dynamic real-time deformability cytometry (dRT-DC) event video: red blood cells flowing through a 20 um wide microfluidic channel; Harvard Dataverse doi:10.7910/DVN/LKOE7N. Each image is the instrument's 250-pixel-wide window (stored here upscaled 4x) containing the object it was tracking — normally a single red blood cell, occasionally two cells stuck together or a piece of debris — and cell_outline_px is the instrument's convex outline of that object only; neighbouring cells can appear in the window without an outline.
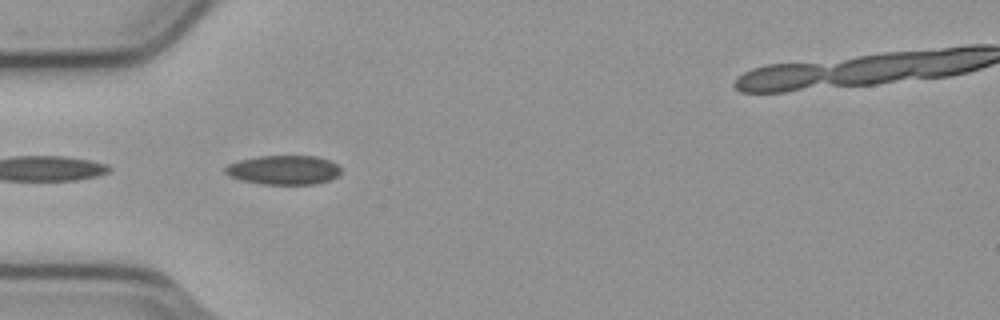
{"species": "common noctule bat (a hibernating species)", "species_latin": "Nyctalus noctula", "temperature_condition": "cold", "stored_images_in_passage": 7, "camera_frame_rate_fps": 3000, "um_per_image_px": 0.085, "animal": {"sex": "male", "body_mass_g": 23.1, "forearm_length_mm": 52.7}, "frame": {"image": 1, "passage_image": 3, "time_ms": 0.667, "image_size_px": [1000, 320], "cell_outline_px": [[340, 172], [336, 176], [328, 180], [316, 184], [264, 184], [240, 180], [228, 176], [224, 172], [224, 168], [228, 164], [240, 160], [256, 156], [316, 156], [328, 160], [336, 164], [340, 168]], "centroid_in_image_um": [24.06, 14.44], "position_along_channel_um": 60.9, "area_um2": 19.65}}
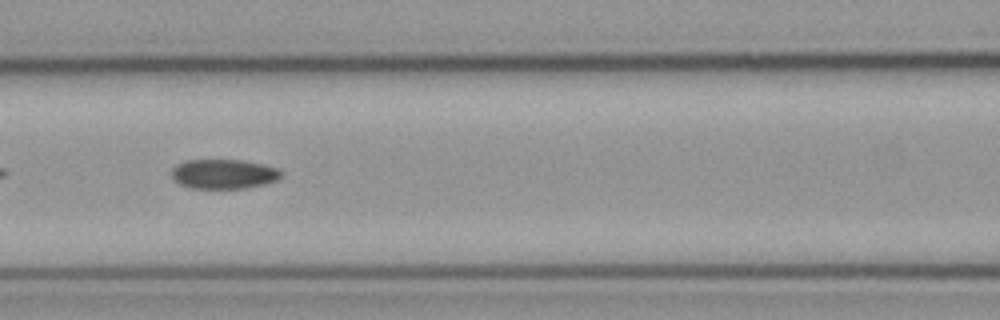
{"frame": {"image": 2, "passage_image": 5, "time_ms": 1.333, "image_size_px": [1000, 320], "cell_outline_px": [[284, 176], [276, 180], [264, 184], [244, 188], [192, 188], [180, 184], [172, 176], [172, 168], [176, 164], [184, 160], [240, 160], [264, 164], [280, 168], [284, 172]], "centroid_in_image_um": [19.07, 14.78], "position_along_channel_um": 147.5, "area_um2": 19.02}}
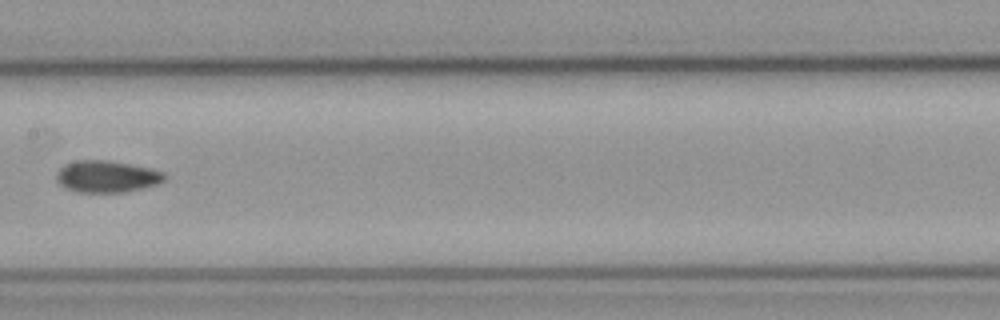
{"frame": {"image": 3, "passage_image": 6, "time_ms": 1.667, "image_size_px": [1000, 320], "cell_outline_px": [[164, 180], [156, 184], [124, 192], [76, 192], [60, 184], [56, 180], [56, 172], [64, 164], [76, 160], [108, 160], [148, 168], [164, 172]], "centroid_in_image_um": [9.02, 14.99], "position_along_channel_um": 198.4, "area_um2": 19.77}}